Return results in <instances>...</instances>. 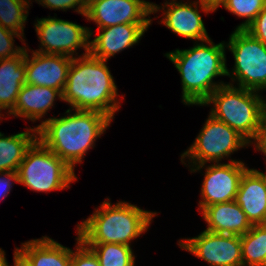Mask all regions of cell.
<instances>
[{"label": "cell", "instance_id": "1", "mask_svg": "<svg viewBox=\"0 0 266 266\" xmlns=\"http://www.w3.org/2000/svg\"><path fill=\"white\" fill-rule=\"evenodd\" d=\"M68 109V116L42 121L37 137L48 149L61 158L72 170L76 163L93 147L97 137L110 125L111 119L97 111Z\"/></svg>", "mask_w": 266, "mask_h": 266}, {"label": "cell", "instance_id": "2", "mask_svg": "<svg viewBox=\"0 0 266 266\" xmlns=\"http://www.w3.org/2000/svg\"><path fill=\"white\" fill-rule=\"evenodd\" d=\"M90 53L73 57L62 100L74 110L97 111L111 120L119 109L117 87L105 63Z\"/></svg>", "mask_w": 266, "mask_h": 266}, {"label": "cell", "instance_id": "3", "mask_svg": "<svg viewBox=\"0 0 266 266\" xmlns=\"http://www.w3.org/2000/svg\"><path fill=\"white\" fill-rule=\"evenodd\" d=\"M205 43L209 45L196 44L190 49L165 54L181 74L182 98L187 105H202L218 87L225 85L213 83L214 77L231 76L226 67L224 43L215 45L211 39Z\"/></svg>", "mask_w": 266, "mask_h": 266}, {"label": "cell", "instance_id": "4", "mask_svg": "<svg viewBox=\"0 0 266 266\" xmlns=\"http://www.w3.org/2000/svg\"><path fill=\"white\" fill-rule=\"evenodd\" d=\"M100 209L77 226V234L84 244L117 243L130 246V241L147 230L156 214L126 202L112 206L107 200Z\"/></svg>", "mask_w": 266, "mask_h": 266}, {"label": "cell", "instance_id": "5", "mask_svg": "<svg viewBox=\"0 0 266 266\" xmlns=\"http://www.w3.org/2000/svg\"><path fill=\"white\" fill-rule=\"evenodd\" d=\"M254 90L235 88L231 84L218 87L202 105L214 103L211 115L237 131L249 143L259 128L260 115L266 104Z\"/></svg>", "mask_w": 266, "mask_h": 266}, {"label": "cell", "instance_id": "6", "mask_svg": "<svg viewBox=\"0 0 266 266\" xmlns=\"http://www.w3.org/2000/svg\"><path fill=\"white\" fill-rule=\"evenodd\" d=\"M18 178V183L33 191L48 192L69 188L77 177L74 170L37 138L18 167Z\"/></svg>", "mask_w": 266, "mask_h": 266}, {"label": "cell", "instance_id": "7", "mask_svg": "<svg viewBox=\"0 0 266 266\" xmlns=\"http://www.w3.org/2000/svg\"><path fill=\"white\" fill-rule=\"evenodd\" d=\"M233 53V72L240 88L259 91L266 88V45L245 29H236L227 45Z\"/></svg>", "mask_w": 266, "mask_h": 266}, {"label": "cell", "instance_id": "8", "mask_svg": "<svg viewBox=\"0 0 266 266\" xmlns=\"http://www.w3.org/2000/svg\"><path fill=\"white\" fill-rule=\"evenodd\" d=\"M250 144L237 131L211 114L191 147L182 154V160L188 156L197 165L192 171L200 170L208 161L218 163L240 147Z\"/></svg>", "mask_w": 266, "mask_h": 266}, {"label": "cell", "instance_id": "9", "mask_svg": "<svg viewBox=\"0 0 266 266\" xmlns=\"http://www.w3.org/2000/svg\"><path fill=\"white\" fill-rule=\"evenodd\" d=\"M37 36L41 42L39 50L44 54L63 55L73 58V53L78 48L85 49V55L89 53V38L92 35L89 28L76 23L57 19L42 18L35 25Z\"/></svg>", "mask_w": 266, "mask_h": 266}, {"label": "cell", "instance_id": "10", "mask_svg": "<svg viewBox=\"0 0 266 266\" xmlns=\"http://www.w3.org/2000/svg\"><path fill=\"white\" fill-rule=\"evenodd\" d=\"M160 9L144 0H87L85 17L99 28L120 24H151L149 14Z\"/></svg>", "mask_w": 266, "mask_h": 266}, {"label": "cell", "instance_id": "11", "mask_svg": "<svg viewBox=\"0 0 266 266\" xmlns=\"http://www.w3.org/2000/svg\"><path fill=\"white\" fill-rule=\"evenodd\" d=\"M185 249L207 261L210 266H242V249L239 235L203 231L197 237L179 242Z\"/></svg>", "mask_w": 266, "mask_h": 266}, {"label": "cell", "instance_id": "12", "mask_svg": "<svg viewBox=\"0 0 266 266\" xmlns=\"http://www.w3.org/2000/svg\"><path fill=\"white\" fill-rule=\"evenodd\" d=\"M246 169L244 163L235 160L208 166L201 189V210L213 204L234 201L241 176Z\"/></svg>", "mask_w": 266, "mask_h": 266}, {"label": "cell", "instance_id": "13", "mask_svg": "<svg viewBox=\"0 0 266 266\" xmlns=\"http://www.w3.org/2000/svg\"><path fill=\"white\" fill-rule=\"evenodd\" d=\"M25 48L26 84L54 88L63 93L72 57L32 53L29 59Z\"/></svg>", "mask_w": 266, "mask_h": 266}, {"label": "cell", "instance_id": "14", "mask_svg": "<svg viewBox=\"0 0 266 266\" xmlns=\"http://www.w3.org/2000/svg\"><path fill=\"white\" fill-rule=\"evenodd\" d=\"M252 225L266 224V174L246 169L234 200Z\"/></svg>", "mask_w": 266, "mask_h": 266}, {"label": "cell", "instance_id": "15", "mask_svg": "<svg viewBox=\"0 0 266 266\" xmlns=\"http://www.w3.org/2000/svg\"><path fill=\"white\" fill-rule=\"evenodd\" d=\"M150 24H120L105 28H98L100 34L89 42V53L107 62L130 46L136 44Z\"/></svg>", "mask_w": 266, "mask_h": 266}, {"label": "cell", "instance_id": "16", "mask_svg": "<svg viewBox=\"0 0 266 266\" xmlns=\"http://www.w3.org/2000/svg\"><path fill=\"white\" fill-rule=\"evenodd\" d=\"M193 4L195 8L188 3H176L175 0L171 3L166 2L165 7L167 6L168 9L163 13L164 19L161 22L182 37L205 42L210 38L198 12V3Z\"/></svg>", "mask_w": 266, "mask_h": 266}, {"label": "cell", "instance_id": "17", "mask_svg": "<svg viewBox=\"0 0 266 266\" xmlns=\"http://www.w3.org/2000/svg\"><path fill=\"white\" fill-rule=\"evenodd\" d=\"M202 214L208 223L206 231L213 233L242 236L253 226L235 201L207 206Z\"/></svg>", "mask_w": 266, "mask_h": 266}, {"label": "cell", "instance_id": "18", "mask_svg": "<svg viewBox=\"0 0 266 266\" xmlns=\"http://www.w3.org/2000/svg\"><path fill=\"white\" fill-rule=\"evenodd\" d=\"M56 96L62 100V93L57 89L25 83L14 108L8 112L31 121L38 120L53 106Z\"/></svg>", "mask_w": 266, "mask_h": 266}, {"label": "cell", "instance_id": "19", "mask_svg": "<svg viewBox=\"0 0 266 266\" xmlns=\"http://www.w3.org/2000/svg\"><path fill=\"white\" fill-rule=\"evenodd\" d=\"M25 48L15 57L0 59V111L16 103L19 91L26 83Z\"/></svg>", "mask_w": 266, "mask_h": 266}, {"label": "cell", "instance_id": "20", "mask_svg": "<svg viewBox=\"0 0 266 266\" xmlns=\"http://www.w3.org/2000/svg\"><path fill=\"white\" fill-rule=\"evenodd\" d=\"M17 248L33 266H71L72 250L51 238L30 240Z\"/></svg>", "mask_w": 266, "mask_h": 266}, {"label": "cell", "instance_id": "21", "mask_svg": "<svg viewBox=\"0 0 266 266\" xmlns=\"http://www.w3.org/2000/svg\"><path fill=\"white\" fill-rule=\"evenodd\" d=\"M34 132L30 134V131ZM4 137L0 132V171H18L27 149L37 139L36 128ZM36 132V133H35Z\"/></svg>", "mask_w": 266, "mask_h": 266}, {"label": "cell", "instance_id": "22", "mask_svg": "<svg viewBox=\"0 0 266 266\" xmlns=\"http://www.w3.org/2000/svg\"><path fill=\"white\" fill-rule=\"evenodd\" d=\"M240 239L242 266H266V224L253 225Z\"/></svg>", "mask_w": 266, "mask_h": 266}, {"label": "cell", "instance_id": "23", "mask_svg": "<svg viewBox=\"0 0 266 266\" xmlns=\"http://www.w3.org/2000/svg\"><path fill=\"white\" fill-rule=\"evenodd\" d=\"M97 256L100 266H134L135 256L130 246L117 243L85 244Z\"/></svg>", "mask_w": 266, "mask_h": 266}, {"label": "cell", "instance_id": "24", "mask_svg": "<svg viewBox=\"0 0 266 266\" xmlns=\"http://www.w3.org/2000/svg\"><path fill=\"white\" fill-rule=\"evenodd\" d=\"M28 7L27 0H0V25L22 37Z\"/></svg>", "mask_w": 266, "mask_h": 266}, {"label": "cell", "instance_id": "25", "mask_svg": "<svg viewBox=\"0 0 266 266\" xmlns=\"http://www.w3.org/2000/svg\"><path fill=\"white\" fill-rule=\"evenodd\" d=\"M222 5L238 17L247 18L236 29H246L257 15L266 7V0H221L215 10Z\"/></svg>", "mask_w": 266, "mask_h": 266}, {"label": "cell", "instance_id": "26", "mask_svg": "<svg viewBox=\"0 0 266 266\" xmlns=\"http://www.w3.org/2000/svg\"><path fill=\"white\" fill-rule=\"evenodd\" d=\"M78 247L72 251L71 266H100L95 253L79 238H76Z\"/></svg>", "mask_w": 266, "mask_h": 266}, {"label": "cell", "instance_id": "27", "mask_svg": "<svg viewBox=\"0 0 266 266\" xmlns=\"http://www.w3.org/2000/svg\"><path fill=\"white\" fill-rule=\"evenodd\" d=\"M14 35L22 40L19 34L5 29L0 25V59L15 57L24 49V47H16L13 49Z\"/></svg>", "mask_w": 266, "mask_h": 266}, {"label": "cell", "instance_id": "28", "mask_svg": "<svg viewBox=\"0 0 266 266\" xmlns=\"http://www.w3.org/2000/svg\"><path fill=\"white\" fill-rule=\"evenodd\" d=\"M43 6L49 7L50 9H65L68 8H76L75 11L80 13L81 15H85L87 0H37Z\"/></svg>", "mask_w": 266, "mask_h": 266}, {"label": "cell", "instance_id": "29", "mask_svg": "<svg viewBox=\"0 0 266 266\" xmlns=\"http://www.w3.org/2000/svg\"><path fill=\"white\" fill-rule=\"evenodd\" d=\"M245 30L266 45V7Z\"/></svg>", "mask_w": 266, "mask_h": 266}, {"label": "cell", "instance_id": "30", "mask_svg": "<svg viewBox=\"0 0 266 266\" xmlns=\"http://www.w3.org/2000/svg\"><path fill=\"white\" fill-rule=\"evenodd\" d=\"M254 140L257 142L255 144L257 150H260L266 155V104L262 109L259 121V128L254 137Z\"/></svg>", "mask_w": 266, "mask_h": 266}, {"label": "cell", "instance_id": "31", "mask_svg": "<svg viewBox=\"0 0 266 266\" xmlns=\"http://www.w3.org/2000/svg\"><path fill=\"white\" fill-rule=\"evenodd\" d=\"M2 175L4 177H1ZM11 180L19 182L18 171H0V198L9 194L12 187Z\"/></svg>", "mask_w": 266, "mask_h": 266}, {"label": "cell", "instance_id": "32", "mask_svg": "<svg viewBox=\"0 0 266 266\" xmlns=\"http://www.w3.org/2000/svg\"><path fill=\"white\" fill-rule=\"evenodd\" d=\"M14 266H33V265L18 249H16L14 252Z\"/></svg>", "mask_w": 266, "mask_h": 266}, {"label": "cell", "instance_id": "33", "mask_svg": "<svg viewBox=\"0 0 266 266\" xmlns=\"http://www.w3.org/2000/svg\"><path fill=\"white\" fill-rule=\"evenodd\" d=\"M221 0H199L201 10L208 14L210 11H215V7Z\"/></svg>", "mask_w": 266, "mask_h": 266}, {"label": "cell", "instance_id": "34", "mask_svg": "<svg viewBox=\"0 0 266 266\" xmlns=\"http://www.w3.org/2000/svg\"><path fill=\"white\" fill-rule=\"evenodd\" d=\"M0 266H9L5 258V252L2 249H0Z\"/></svg>", "mask_w": 266, "mask_h": 266}]
</instances>
